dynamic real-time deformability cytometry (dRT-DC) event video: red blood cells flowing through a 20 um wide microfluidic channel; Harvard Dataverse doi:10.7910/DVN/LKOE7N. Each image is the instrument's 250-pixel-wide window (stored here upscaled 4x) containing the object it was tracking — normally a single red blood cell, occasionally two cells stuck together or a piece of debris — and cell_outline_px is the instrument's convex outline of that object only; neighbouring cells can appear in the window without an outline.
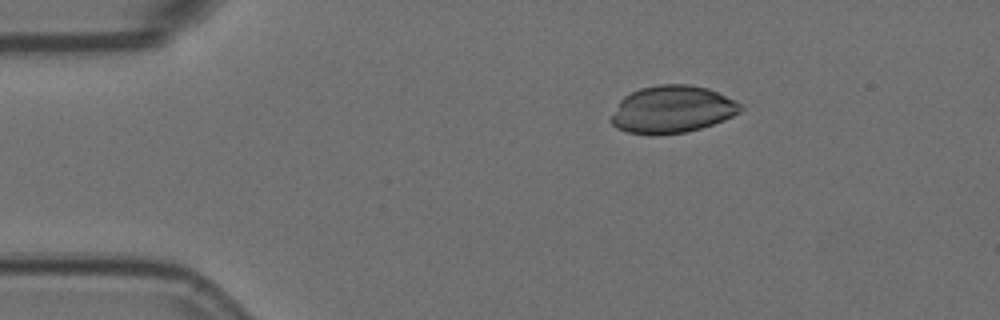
{"species": "Egyptian fruit bat (a non-hibernating species)", "species_latin": "Rousettus aegyptiacus", "temperature_condition": "room temperature", "stored_images_in_passage": 3, "camera_frame_rate_fps": 3000, "um_per_image_px": 0.085, "animal": {"sex": "female"}, "frame": {"image": 1, "passage_image": 2, "time_ms": 0.333, "image_size_px": [1000, 320], "cell_outline_px": [[744, 108], [740, 112], [724, 120], [700, 128], [684, 132], [656, 136], [652, 136], [628, 132], [616, 128], [608, 120], [620, 100], [624, 96], [640, 88], [660, 84], [688, 84], [708, 88], [736, 100], [744, 104]], "centroid_in_image_um": [57.13, 9.31], "position_along_channel_um": 27.9, "area_um2": 36.07}}